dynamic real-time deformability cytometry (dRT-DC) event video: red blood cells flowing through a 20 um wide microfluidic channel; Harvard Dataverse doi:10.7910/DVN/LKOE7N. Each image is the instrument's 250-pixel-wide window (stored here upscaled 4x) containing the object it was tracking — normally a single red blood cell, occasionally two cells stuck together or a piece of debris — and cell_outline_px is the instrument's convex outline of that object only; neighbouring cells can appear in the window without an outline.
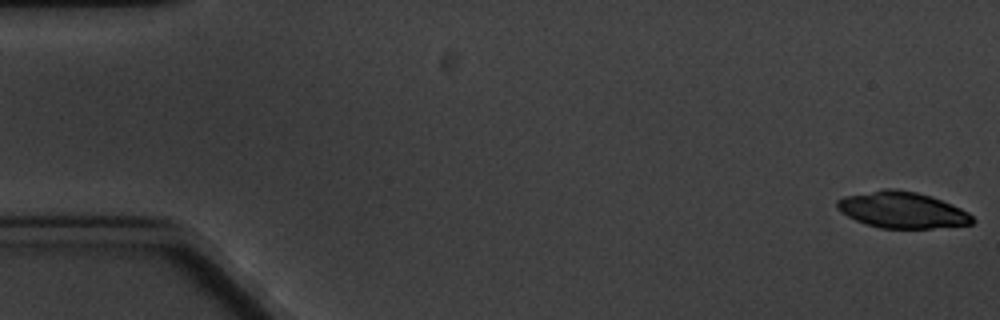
{"species": "common noctule bat (a hibernating species)", "species_latin": "Nyctalus noctula", "temperature_condition": "cold", "stored_images_in_passage": 6, "camera_frame_rate_fps": 3000, "um_per_image_px": 0.085, "animal": {"sex": "male", "body_mass_g": 20.1, "forearm_length_mm": 53.5}, "frame": {"image": 1, "passage_image": 1, "time_ms": 0.0, "image_size_px": [1000, 320], "cell_outline_px": [[976, 220], [972, 224], [932, 228], [880, 228], [856, 220], [840, 212], [836, 208], [836, 200], [844, 196], [884, 188], [896, 188], [916, 192], [932, 196], [952, 204], [968, 212]], "centroid_in_image_um": [76.68, 17.83], "position_along_channel_um": 8.3, "area_um2": 28.73}}